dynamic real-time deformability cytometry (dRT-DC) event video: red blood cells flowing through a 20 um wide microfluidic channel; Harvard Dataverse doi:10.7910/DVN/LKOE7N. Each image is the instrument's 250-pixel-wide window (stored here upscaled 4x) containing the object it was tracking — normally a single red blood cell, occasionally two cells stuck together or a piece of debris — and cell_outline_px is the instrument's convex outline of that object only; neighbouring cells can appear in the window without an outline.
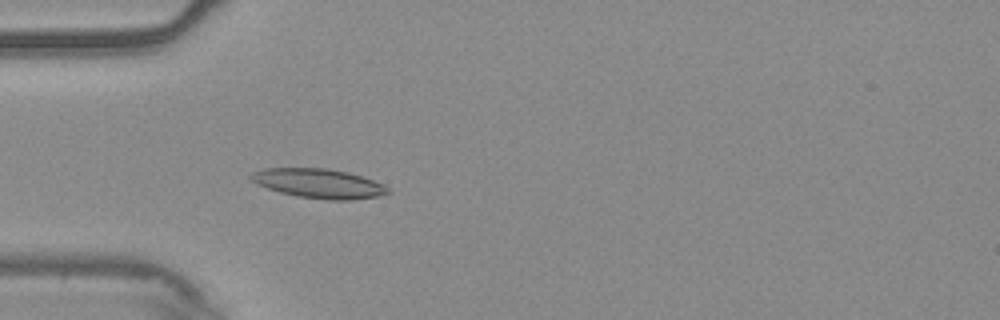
{"species": "common noctule bat (a hibernating species)", "species_latin": "Nyctalus noctula", "temperature_condition": "warm", "stored_images_in_passage": 41, "camera_frame_rate_fps": 3000, "um_per_image_px": 0.085, "animal": {"sex": "male", "body_mass_g": 20.4}, "frame": {"image": 1, "passage_image": 3, "time_ms": 0.667, "image_size_px": [1000, 320], "cell_outline_px": [[392, 192], [376, 196], [352, 200], [328, 200], [296, 196], [280, 192], [256, 184], [248, 176], [252, 172], [264, 168], [328, 168], [348, 172], [372, 180], [388, 188]], "centroid_in_image_um": [27.05, 15.59], "position_along_channel_um": 57.9, "area_um2": 23.35}}
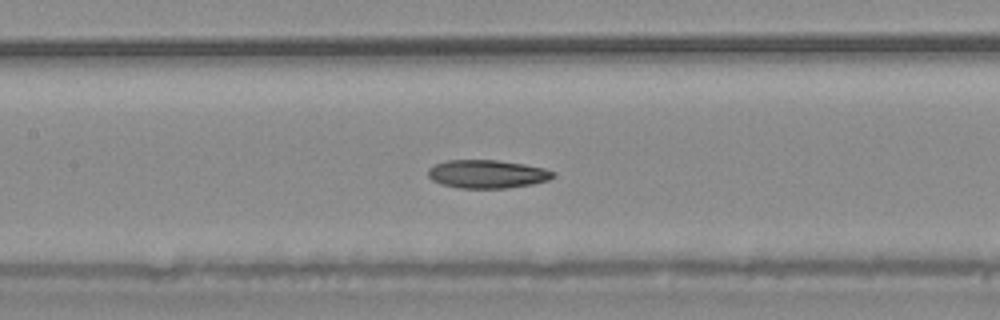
{"frame": {"image": 2, "passage_image": 12, "time_ms": 3.667, "image_size_px": [1000, 320], "cell_outline_px": [[556, 176], [548, 180], [532, 184], [508, 188], [460, 188], [440, 184], [432, 180], [428, 176], [428, 168], [436, 164], [448, 160], [496, 160], [524, 164], [544, 168], [556, 172]], "centroid_in_image_um": [41.42, 14.79], "position_along_channel_um": 166.0, "area_um2": 20.69}}
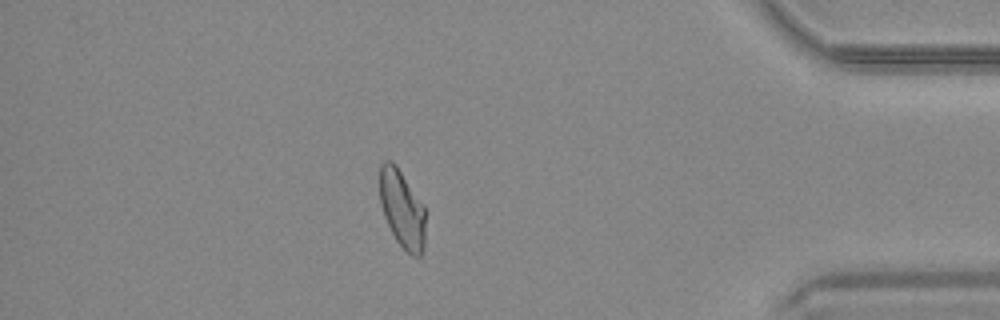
{"frame": {"image": 3, "passage_image": 34, "time_ms": 11.0, "image_size_px": [1000, 320], "cell_outline_px": [[424, 248], [420, 256], [412, 256], [396, 240], [384, 216], [380, 204], [380, 164], [384, 160], [392, 160], [396, 164], [424, 204]], "centroid_in_image_um": [34.17, 17.71], "position_along_channel_um": 401.0, "area_um2": 20.75}, "authors_computed_cell_mechanics": {"area_um2": 21.097, "velocity_mm_per_s": 3.7192, "shape_relaxation_time_tau1_ms": null, "shape_relaxation_time_tau2_ms": 5.3644, "deformation_change_tau1": null, "deformation_change_tau2": 0.1211}}